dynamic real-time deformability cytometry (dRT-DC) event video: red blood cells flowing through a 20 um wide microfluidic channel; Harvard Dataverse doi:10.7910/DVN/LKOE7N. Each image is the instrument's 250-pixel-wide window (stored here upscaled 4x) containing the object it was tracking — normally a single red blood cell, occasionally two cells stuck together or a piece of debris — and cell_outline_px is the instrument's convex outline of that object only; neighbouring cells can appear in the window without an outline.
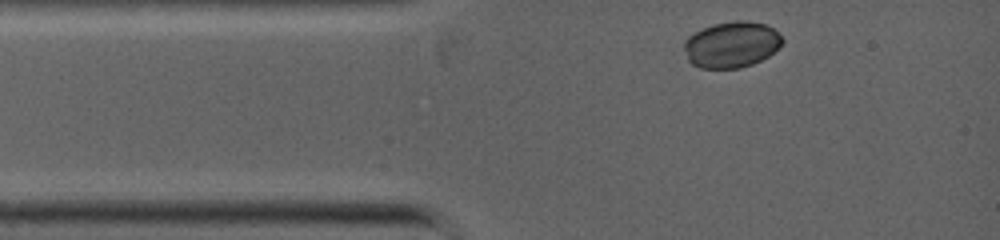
{"species": "common noctule bat (a hibernating species)", "species_latin": "Nyctalus noctula", "temperature_condition": "warm", "stored_images_in_passage": 3, "camera_frame_rate_fps": 5000, "um_per_image_px": 0.085, "animal": {"sex": "female", "body_mass_g": 19.0, "forearm_length_mm": 53.3}, "frame": {"image": 1, "passage_image": 3, "time_ms": 0.2, "image_size_px": [1000, 240], "cell_outline_px": [[784, 40], [768, 56], [752, 64], [740, 68], [700, 68], [692, 64], [688, 60], [684, 48], [684, 40], [688, 36], [712, 24], [736, 20], [748, 20], [764, 24], [772, 28]], "centroid_in_image_um": [62.15, 3.79], "position_along_channel_um": 22.9, "area_um2": 26.18}}